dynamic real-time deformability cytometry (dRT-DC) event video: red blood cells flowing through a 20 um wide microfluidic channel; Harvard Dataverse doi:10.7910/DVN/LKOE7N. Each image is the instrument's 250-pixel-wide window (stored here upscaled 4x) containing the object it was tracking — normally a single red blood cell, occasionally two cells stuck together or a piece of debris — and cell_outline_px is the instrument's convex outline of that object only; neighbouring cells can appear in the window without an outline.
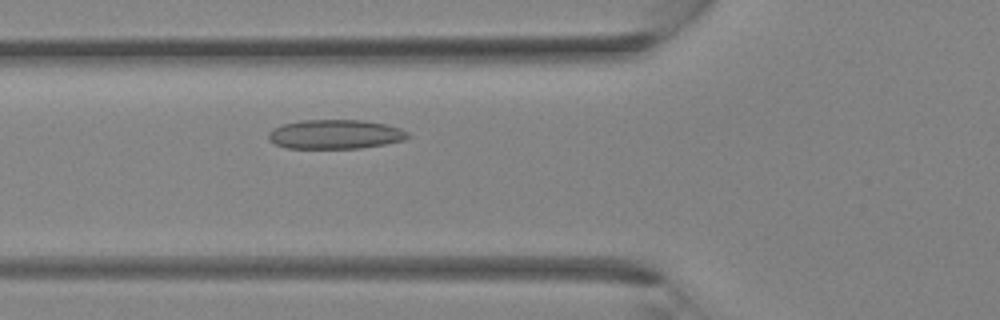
{"species": "Egyptian fruit bat (a non-hibernating species)", "species_latin": "Rousettus aegyptiacus", "temperature_condition": "room temperature", "stored_images_in_passage": 33, "camera_frame_rate_fps": 3000, "um_per_image_px": 0.085, "animal": {"sex": "female"}, "frame": {"image": 1, "passage_image": 10, "time_ms": 3.0, "image_size_px": [1000, 320], "cell_outline_px": [[408, 136], [404, 140], [384, 144], [360, 148], [288, 148], [276, 144], [268, 140], [268, 132], [272, 128], [284, 124], [300, 120], [364, 120], [384, 124], [400, 128], [408, 132]], "centroid_in_image_um": [28.46, 11.41], "position_along_channel_um": 97.3, "area_um2": 23.7}}
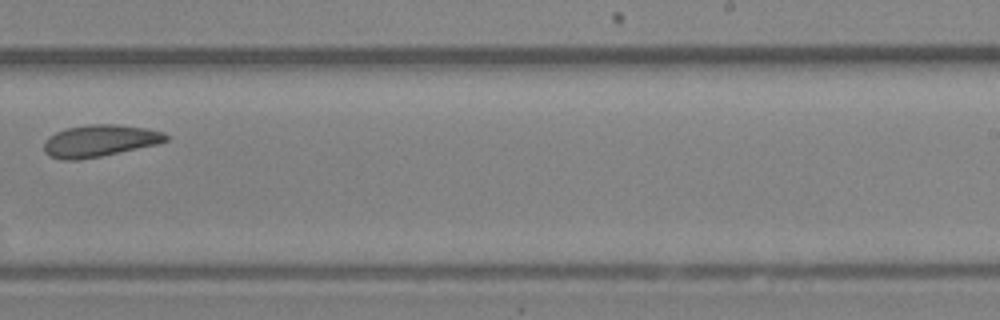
{"frame": {"image": 2, "passage_image": 20, "time_ms": 6.333, "image_size_px": [1000, 320], "cell_outline_px": [[168, 140], [160, 144], [100, 156], [76, 160], [64, 160], [48, 156], [44, 152], [44, 140], [48, 136], [64, 128], [88, 124], [116, 124], [144, 128], [164, 132], [168, 136]], "centroid_in_image_um": [8.45, 11.96], "position_along_channel_um": 280.6, "area_um2": 22.89}}
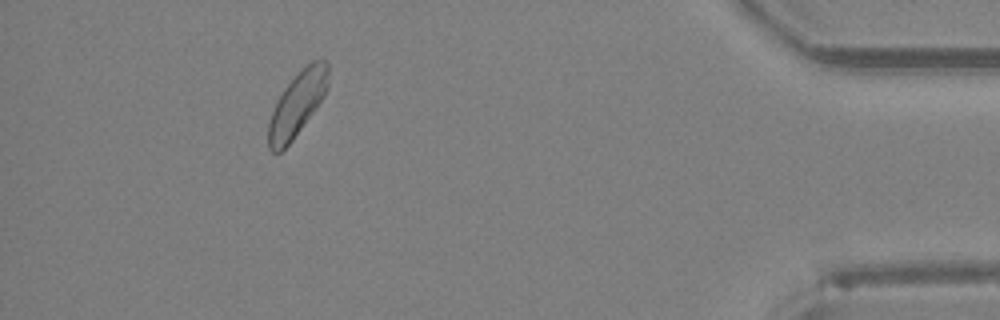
{"frame": {"image": 3, "passage_image": 30, "time_ms": 9.667, "image_size_px": [1000, 320], "cell_outline_px": [[328, 88], [324, 96], [316, 108], [292, 140], [280, 152], [272, 152], [268, 148], [268, 124], [276, 100], [284, 88], [312, 60], [324, 56], [328, 64]], "centroid_in_image_um": [25.28, 8.82], "position_along_channel_um": 409.9, "area_um2": 22.2}}